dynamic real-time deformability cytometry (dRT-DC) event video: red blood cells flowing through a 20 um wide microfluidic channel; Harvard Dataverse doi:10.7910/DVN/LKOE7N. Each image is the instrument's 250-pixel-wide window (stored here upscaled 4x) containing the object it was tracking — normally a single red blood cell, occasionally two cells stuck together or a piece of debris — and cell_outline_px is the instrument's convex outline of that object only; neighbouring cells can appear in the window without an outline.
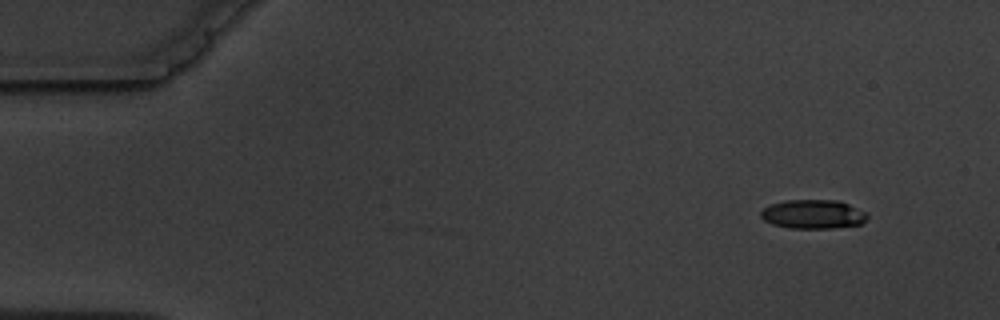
{"species": "common noctule bat (a hibernating species)", "species_latin": "Nyctalus noctula", "temperature_condition": "warm", "stored_images_in_passage": 5, "segment_of_instrument_passage": [1, 2], "camera_frame_rate_fps": 3000, "um_per_image_px": 0.085, "animal": {"sex": "male", "body_mass_g": 19.5, "forearm_length_mm": 54.6}, "frame": {"image": 1, "passage_image": 1, "time_ms": 0.0, "image_size_px": [1000, 320], "cell_outline_px": [[868, 216], [860, 224], [832, 228], [788, 228], [772, 224], [764, 220], [760, 216], [760, 212], [764, 208], [772, 204], [784, 200], [836, 200], [848, 204], [864, 212]], "centroid_in_image_um": [69.06, 18.21], "position_along_channel_um": 15.9, "area_um2": 17.8}}
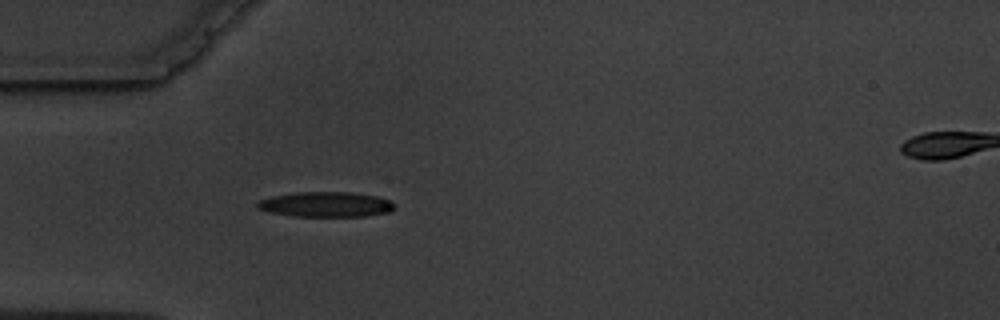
{"frame": {"image": 2, "passage_image": 4, "time_ms": 4.0, "image_size_px": [1000, 320], "cell_outline_px": [[396, 208], [388, 212], [364, 216], [292, 216], [268, 212], [260, 208], [256, 204], [260, 200], [272, 196], [296, 192], [352, 192], [376, 196], [388, 200], [396, 204]], "centroid_in_image_um": [27.72, 17.37], "position_along_channel_um": 57.3, "area_um2": 20.0}}